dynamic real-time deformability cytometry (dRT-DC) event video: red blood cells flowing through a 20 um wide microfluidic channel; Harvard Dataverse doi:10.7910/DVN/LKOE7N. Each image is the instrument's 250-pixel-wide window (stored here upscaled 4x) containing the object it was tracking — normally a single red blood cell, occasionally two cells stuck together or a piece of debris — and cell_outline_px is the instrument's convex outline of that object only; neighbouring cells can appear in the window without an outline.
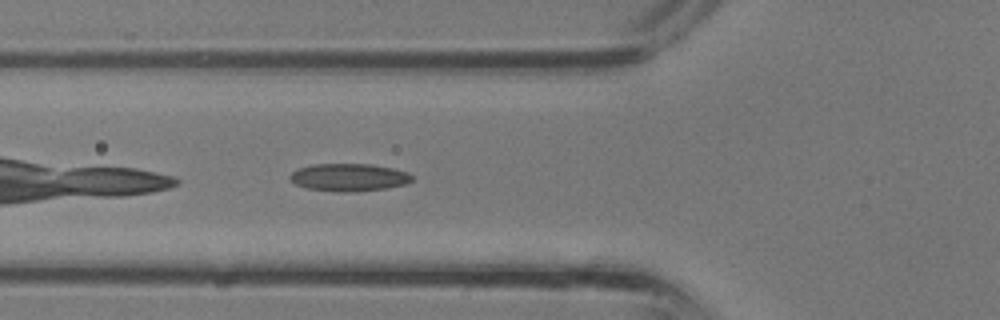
{"species": "common noctule bat (a hibernating species)", "species_latin": "Nyctalus noctula", "temperature_condition": "room temperature", "stored_images_in_passage": 25, "camera_frame_rate_fps": 3000, "um_per_image_px": 0.085, "animal": {"sex": "male", "body_mass_g": 13.3}, "frame": {"image": 1, "passage_image": 2, "time_ms": 0.333, "image_size_px": [1000, 320], "cell_outline_px": [[412, 180], [404, 184], [384, 188], [348, 192], [336, 192], [308, 188], [296, 184], [288, 176], [296, 168], [312, 164], [372, 164], [392, 168], [408, 172], [412, 176]], "centroid_in_image_um": [29.62, 15.06], "position_along_channel_um": 96.2, "area_um2": 19.54}}
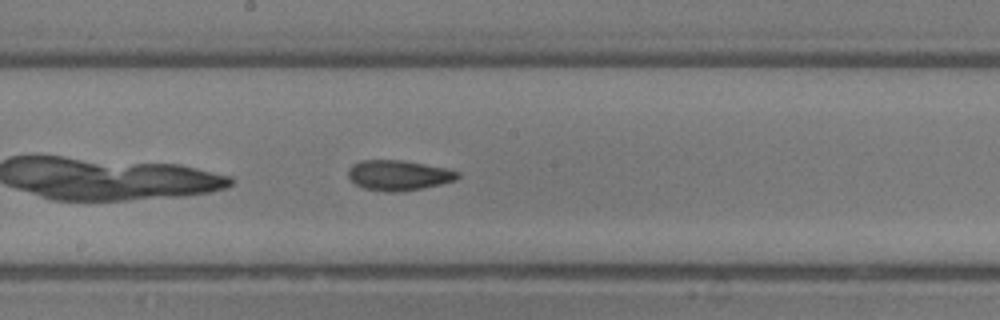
{"frame": {"image": 2, "passage_image": 8, "time_ms": 2.333, "image_size_px": [1000, 320], "cell_outline_px": [[460, 176], [456, 180], [440, 184], [420, 188], [396, 192], [388, 192], [364, 188], [356, 184], [348, 176], [348, 168], [352, 164], [360, 160], [400, 160], [448, 168], [460, 172]], "centroid_in_image_um": [33.88, 14.88], "position_along_channel_um": 214.3, "area_um2": 19.19}}
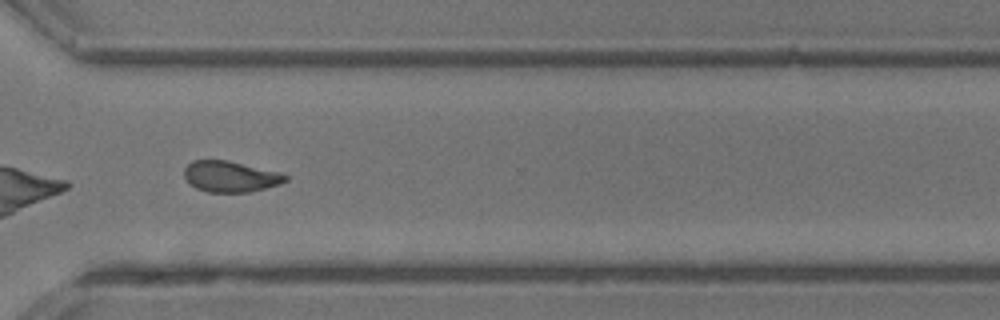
{"frame": {"image": 3, "passage_image": 15, "time_ms": 4.667, "image_size_px": [1000, 320], "cell_outline_px": [[288, 180], [280, 184], [248, 192], [208, 192], [196, 188], [184, 176], [184, 168], [192, 160], [228, 160], [276, 172], [288, 176]], "centroid_in_image_um": [19.56, 15.0], "position_along_channel_um": 351.0, "area_um2": 17.98}}